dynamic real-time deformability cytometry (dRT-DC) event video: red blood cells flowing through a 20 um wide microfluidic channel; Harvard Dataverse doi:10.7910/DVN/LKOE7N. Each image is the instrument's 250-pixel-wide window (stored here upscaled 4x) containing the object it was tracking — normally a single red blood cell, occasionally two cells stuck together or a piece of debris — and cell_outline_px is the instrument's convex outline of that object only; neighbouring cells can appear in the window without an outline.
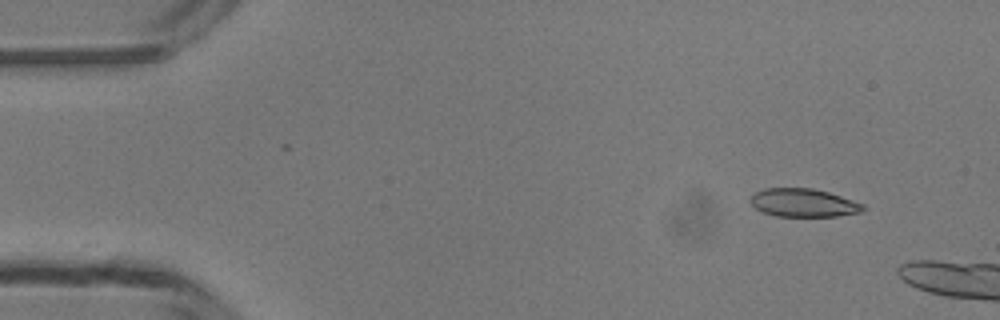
{"species": "common noctule bat (a hibernating species)", "species_latin": "Nyctalus noctula", "temperature_condition": "room temperature", "stored_images_in_passage": 6, "camera_frame_rate_fps": 3000, "um_per_image_px": 0.085, "animal": {"sex": "male", "body_mass_g": 13.3}, "frame": {"image": 1, "passage_image": 1, "time_ms": 0.0, "image_size_px": [1000, 320], "cell_outline_px": [[868, 208], [860, 212], [836, 216], [776, 216], [764, 212], [756, 208], [748, 200], [756, 192], [764, 188], [812, 188], [828, 192], [864, 204]], "centroid_in_image_um": [68.3, 17.23], "position_along_channel_um": 16.7, "area_um2": 18.44}}